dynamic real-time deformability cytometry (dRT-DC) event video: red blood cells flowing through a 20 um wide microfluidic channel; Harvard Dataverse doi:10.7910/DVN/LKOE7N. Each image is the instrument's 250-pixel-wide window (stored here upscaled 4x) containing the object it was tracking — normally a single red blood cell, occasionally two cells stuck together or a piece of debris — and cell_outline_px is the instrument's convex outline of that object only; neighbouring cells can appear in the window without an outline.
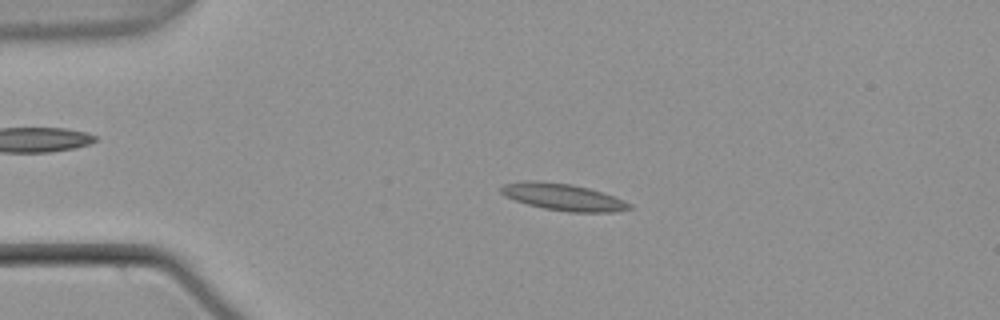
{"species": "common noctule bat (a hibernating species)", "species_latin": "Nyctalus noctula", "temperature_condition": "warm", "stored_images_in_passage": 54, "camera_frame_rate_fps": 3000, "um_per_image_px": 0.085, "animal": {"sex": "male", "body_mass_g": 21.5, "forearm_length_mm": 52.0}, "frame": {"image": 1, "passage_image": 12, "time_ms": 3.667, "image_size_px": [1000, 320], "cell_outline_px": [[632, 208], [616, 212], [568, 212], [544, 208], [528, 204], [504, 196], [500, 192], [500, 188], [504, 184], [524, 180], [536, 180], [572, 184], [588, 188], [624, 200], [632, 204]], "centroid_in_image_um": [47.85, 16.74], "position_along_channel_um": 37.2, "area_um2": 20.06}}
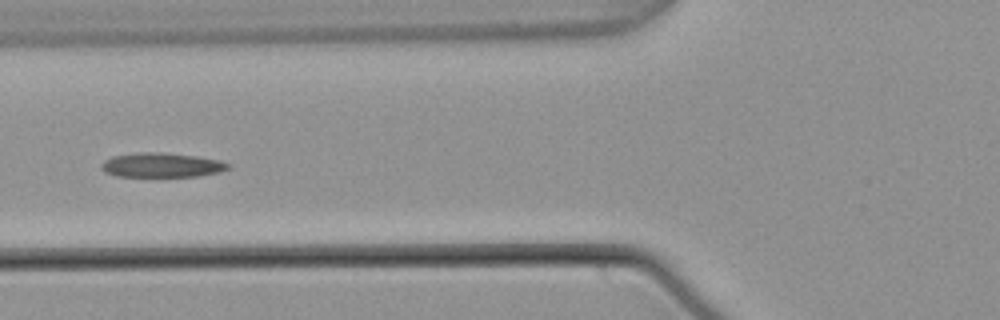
{"frame": {"image": 2, "passage_image": 21, "time_ms": 6.667, "image_size_px": [1000, 320], "cell_outline_px": [[232, 168], [220, 172], [200, 176], [116, 176], [104, 172], [100, 168], [100, 164], [104, 160], [112, 156], [140, 152], [160, 152], [196, 156], [220, 160], [232, 164]], "centroid_in_image_um": [13.77, 14.03], "position_along_channel_um": 112.0, "area_um2": 18.26}}
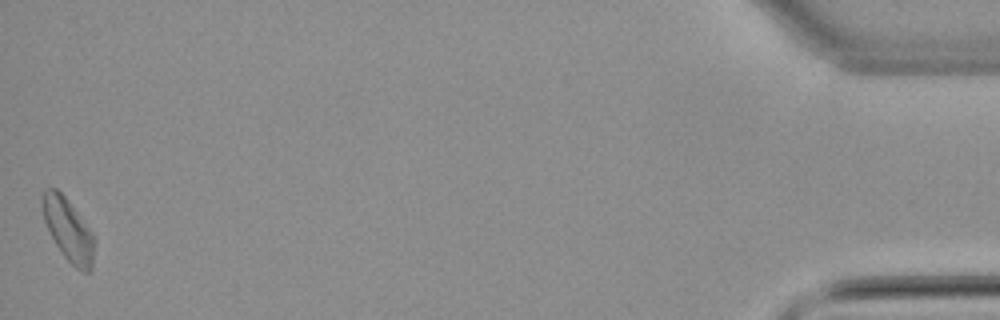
{"frame": {"image": 3, "passage_image": 54, "time_ms": 17.667, "image_size_px": [1000, 320], "cell_outline_px": [[92, 268], [88, 272], [84, 272], [76, 268], [64, 256], [56, 244], [44, 220], [40, 200], [40, 196], [44, 188], [56, 188], [64, 196], [92, 232]], "centroid_in_image_um": [5.74, 19.48], "position_along_channel_um": 429.5, "area_um2": 18.38}, "authors_computed_cell_mechanics": {"area_um2": 18.2648, "velocity_mm_per_s": 3.7662, "shape_relaxation_time_tau1_ms": null, "shape_relaxation_time_tau2_ms": 3.4909, "deformation_change_tau1": null, "deformation_change_tau2": 0.1066}}